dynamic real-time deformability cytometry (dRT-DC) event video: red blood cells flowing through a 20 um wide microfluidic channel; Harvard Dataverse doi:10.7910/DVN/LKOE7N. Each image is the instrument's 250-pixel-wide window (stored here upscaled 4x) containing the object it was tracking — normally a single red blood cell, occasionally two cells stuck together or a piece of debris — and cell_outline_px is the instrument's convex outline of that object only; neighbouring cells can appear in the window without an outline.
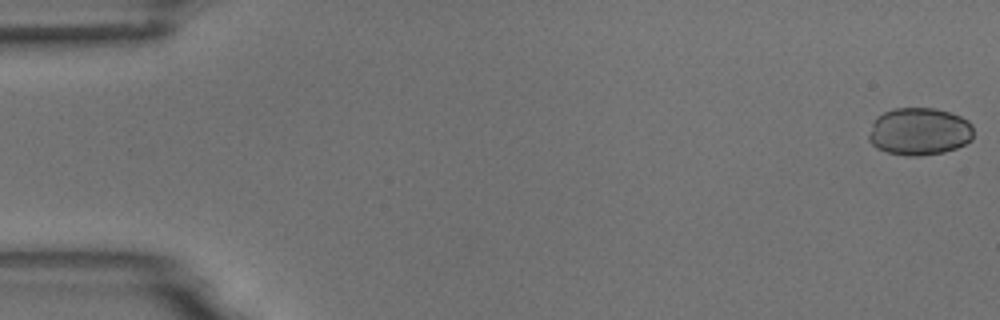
{"species": "common noctule bat (a hibernating species)", "species_latin": "Nyctalus noctula", "temperature_condition": "room temperature", "stored_images_in_passage": 54, "camera_frame_rate_fps": 3000, "um_per_image_px": 0.085, "animal": {"sex": "male", "body_mass_g": 18.8}, "frame": {"image": 1, "passage_image": 1, "time_ms": 0.0, "image_size_px": [1000, 320], "cell_outline_px": [[972, 140], [956, 148], [944, 152], [920, 156], [908, 156], [888, 152], [876, 148], [868, 140], [868, 136], [872, 124], [876, 116], [892, 108], [936, 108], [960, 116], [968, 120], [972, 124]], "centroid_in_image_um": [78.13, 11.17], "position_along_channel_um": 6.9, "area_um2": 29.19}}
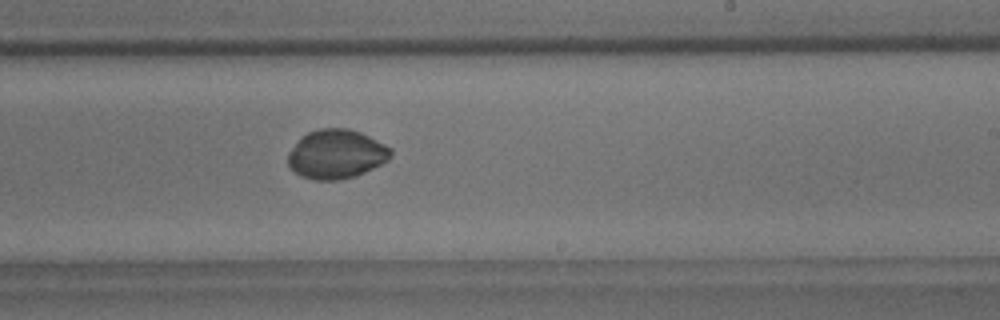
{"frame": {"image": 2, "passage_image": 33, "time_ms": 10.667, "image_size_px": [1000, 320], "cell_outline_px": [[392, 156], [388, 160], [356, 176], [340, 180], [316, 180], [300, 176], [288, 164], [288, 152], [300, 136], [308, 132], [320, 128], [348, 128], [360, 132], [392, 148]], "centroid_in_image_um": [28.57, 13.1], "position_along_channel_um": 260.4, "area_um2": 29.48}}
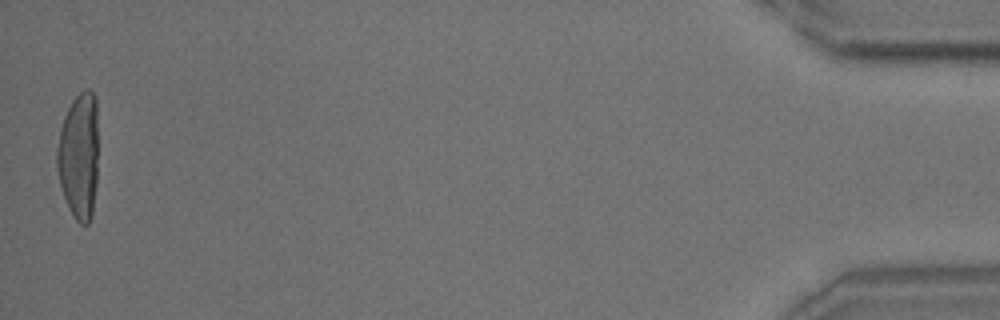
{"frame": {"image": 3, "passage_image": 54, "time_ms": 17.667, "image_size_px": [1000, 320], "cell_outline_px": [[96, 184], [92, 216], [88, 224], [80, 224], [76, 220], [68, 208], [60, 184], [56, 168], [56, 148], [60, 128], [64, 116], [72, 100], [84, 88], [88, 88], [96, 96]], "centroid_in_image_um": [6.68, 13.24], "position_along_channel_um": 428.5, "area_um2": 30.52}}